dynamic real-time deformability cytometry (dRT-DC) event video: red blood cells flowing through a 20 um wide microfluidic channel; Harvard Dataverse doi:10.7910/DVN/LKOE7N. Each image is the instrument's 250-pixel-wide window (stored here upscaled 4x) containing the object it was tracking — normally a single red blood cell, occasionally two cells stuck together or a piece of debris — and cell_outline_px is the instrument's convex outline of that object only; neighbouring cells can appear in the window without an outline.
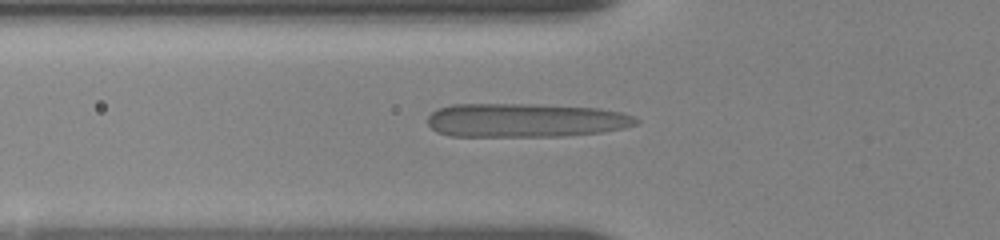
{"species": "human", "species_latin": "Homo sapiens", "temperature_condition": "room temperature", "stored_images_in_passage": 20, "camera_frame_rate_fps": 3000, "um_per_image_px": 0.085, "donor": {"sex": "female"}, "frame": {"image": 1, "passage_image": 2, "time_ms": 0.333, "image_size_px": [1000, 240], "cell_outline_px": [[640, 124], [624, 128], [600, 132], [564, 136], [448, 136], [436, 132], [428, 124], [428, 116], [436, 108], [452, 104], [536, 104], [600, 108], [620, 112], [636, 116], [640, 120]], "centroid_in_image_um": [44.67, 10.22], "position_along_channel_um": 81.1, "area_um2": 41.62}}
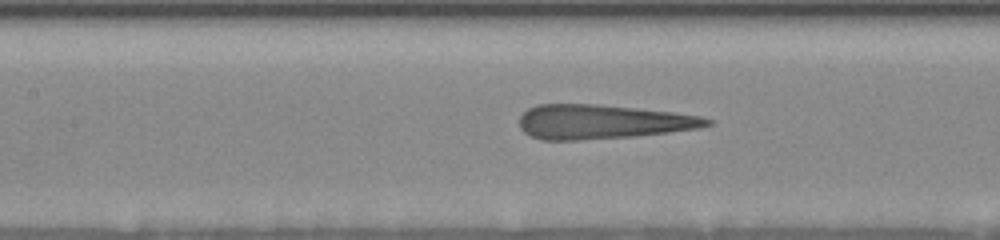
{"frame": {"image": 2, "passage_image": 8, "time_ms": 2.333, "image_size_px": [1000, 240], "cell_outline_px": [[712, 124], [696, 128], [668, 132], [636, 136], [580, 140], [540, 140], [524, 132], [520, 128], [520, 116], [528, 108], [536, 104], [596, 104], [636, 108], [672, 112], [700, 116], [712, 120]], "centroid_in_image_um": [51.15, 10.35], "position_along_channel_um": 156.2, "area_um2": 37.4}}
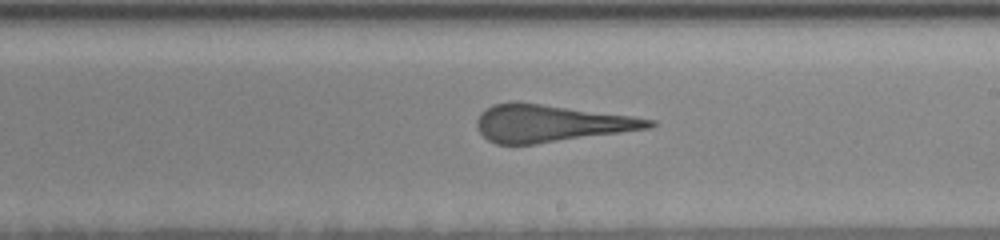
{"frame": {"image": 3, "passage_image": 19, "time_ms": 4.667, "image_size_px": [1000, 240], "cell_outline_px": [[656, 124], [648, 128], [620, 132], [532, 144], [496, 144], [488, 140], [480, 132], [476, 124], [476, 120], [480, 112], [492, 104], [512, 100], [516, 100], [632, 116], [656, 120]], "centroid_in_image_um": [46.73, 10.45], "position_along_channel_um": 242.3, "area_um2": 37.22}}